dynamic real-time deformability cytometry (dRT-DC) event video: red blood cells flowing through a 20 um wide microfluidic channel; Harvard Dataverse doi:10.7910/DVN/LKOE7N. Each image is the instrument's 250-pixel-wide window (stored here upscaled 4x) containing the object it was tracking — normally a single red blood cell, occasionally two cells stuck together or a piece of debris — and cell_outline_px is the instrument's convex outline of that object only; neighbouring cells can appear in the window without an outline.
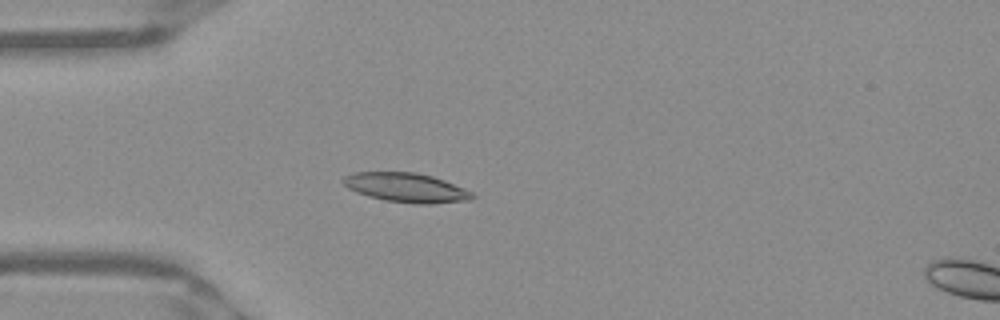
{"species": "Egyptian fruit bat (a non-hibernating species)", "species_latin": "Rousettus aegyptiacus", "temperature_condition": "warm", "stored_images_in_passage": 52, "camera_frame_rate_fps": 3000, "um_per_image_px": 0.085, "frame": {"image": 1, "passage_image": 15, "time_ms": 4.667, "image_size_px": [1000, 320], "cell_outline_px": [[476, 196], [472, 200], [432, 204], [412, 204], [384, 200], [368, 196], [356, 192], [348, 188], [340, 180], [344, 176], [352, 172], [416, 172], [432, 176], [444, 180], [464, 188], [472, 192]], "centroid_in_image_um": [34.53, 15.95], "position_along_channel_um": 50.5, "area_um2": 22.31}}
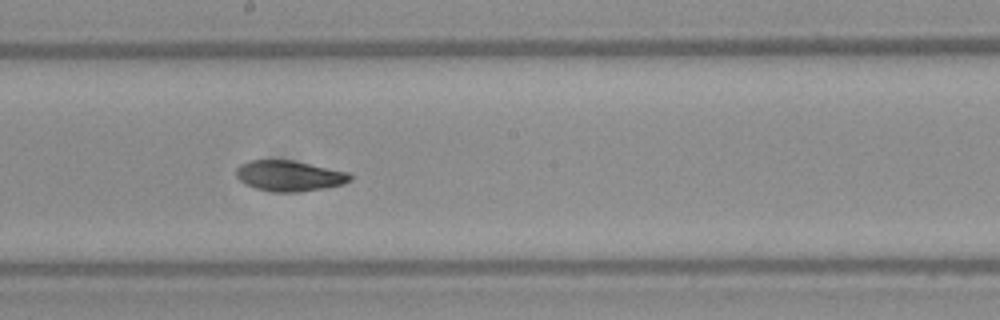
{"frame": {"image": 2, "passage_image": 29, "time_ms": 9.333, "image_size_px": [1000, 320], "cell_outline_px": [[352, 180], [344, 184], [324, 188], [296, 192], [276, 192], [256, 188], [244, 184], [236, 176], [236, 168], [240, 164], [248, 160], [292, 160], [348, 172], [352, 176]], "centroid_in_image_um": [24.58, 14.94], "position_along_channel_um": 223.6, "area_um2": 20.35}}
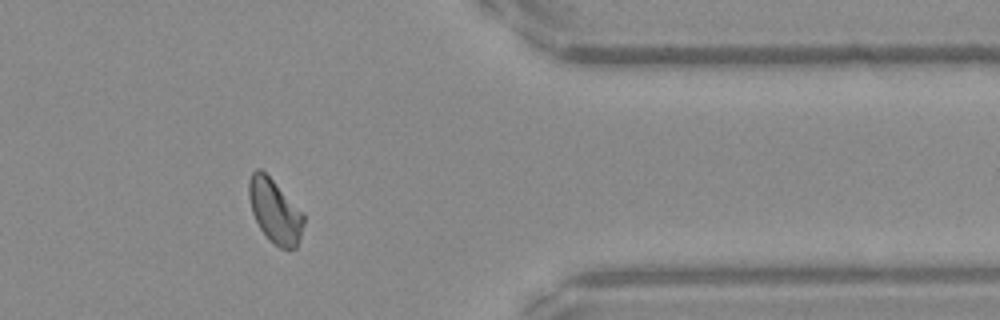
{"frame": {"image": 3, "passage_image": 43, "time_ms": 14.0, "image_size_px": [1000, 320], "cell_outline_px": [[304, 224], [296, 248], [280, 248], [268, 240], [260, 228], [252, 212], [248, 196], [248, 180], [252, 172], [256, 168], [260, 168], [304, 212]], "centroid_in_image_um": [23.35, 17.94], "position_along_channel_um": 388.0, "area_um2": 20.35}, "authors_computed_cell_mechanics": {"area_um2": 20.4612, "velocity_mm_per_s": 3.9269, "shape_relaxation_time_tau1_ms": null, "shape_relaxation_time_tau2_ms": 3.6863, "deformation_change_tau1": null, "deformation_change_tau2": 0.0836}}